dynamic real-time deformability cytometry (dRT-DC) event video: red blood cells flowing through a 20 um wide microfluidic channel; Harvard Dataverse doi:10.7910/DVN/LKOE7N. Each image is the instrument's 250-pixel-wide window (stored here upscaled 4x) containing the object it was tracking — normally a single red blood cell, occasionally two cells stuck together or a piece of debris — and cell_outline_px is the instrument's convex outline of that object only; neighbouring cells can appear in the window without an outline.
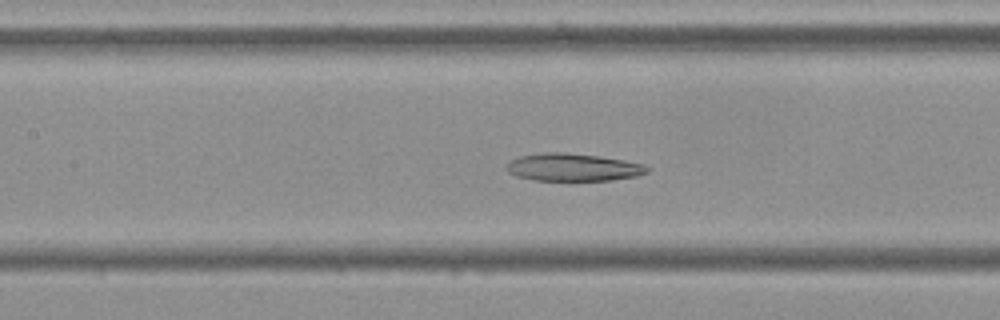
{"species": "Egyptian fruit bat (a non-hibernating species)", "species_latin": "Rousettus aegyptiacus", "temperature_condition": "cold", "stored_images_in_passage": 51, "camera_frame_rate_fps": 3000, "um_per_image_px": 0.085, "frame": {"image": 1, "passage_image": 20, "time_ms": 6.333, "image_size_px": [1000, 320], "cell_outline_px": [[652, 168], [648, 172], [636, 176], [612, 180], [532, 180], [516, 176], [508, 172], [504, 168], [512, 160], [520, 156], [544, 152], [564, 152], [600, 156], [624, 160], [644, 164]], "centroid_in_image_um": [48.73, 14.22], "position_along_channel_um": 158.7, "area_um2": 22.72}}
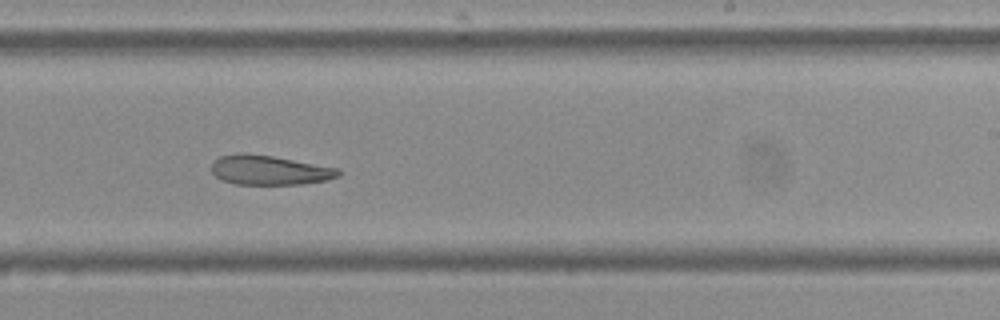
{"frame": {"image": 2, "passage_image": 29, "time_ms": 9.333, "image_size_px": [1000, 320], "cell_outline_px": [[340, 176], [324, 180], [304, 184], [236, 184], [220, 180], [212, 172], [212, 160], [220, 156], [272, 156], [340, 168]], "centroid_in_image_um": [22.95, 14.5], "position_along_channel_um": 266.0, "area_um2": 21.15}}
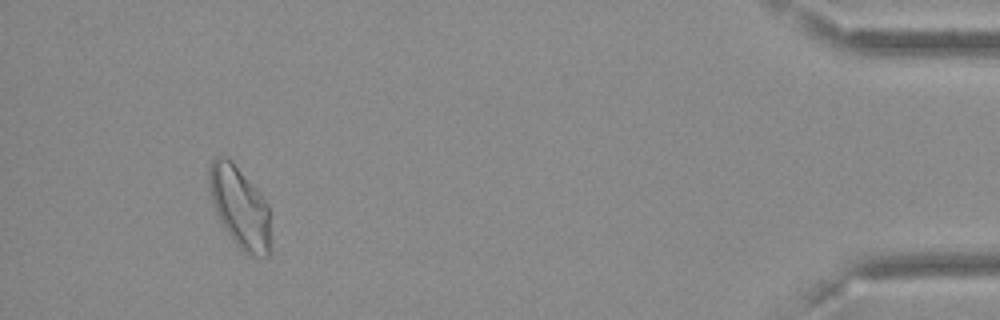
{"frame": {"image": 3, "passage_image": 47, "time_ms": 15.333, "image_size_px": [1000, 320], "cell_outline_px": [[268, 256], [248, 256], [232, 240], [224, 228], [216, 212], [212, 200], [208, 184], [208, 168], [212, 160], [216, 156], [228, 156], [232, 160], [260, 192], [268, 204]], "centroid_in_image_um": [20.34, 17.55], "position_along_channel_um": 414.9, "area_um2": 28.96}, "authors_computed_cell_mechanics": {"area_um2": 24.7962, "velocity_mm_per_s": 3.5917, "shape_relaxation_time_tau1_ms": null, "shape_relaxation_time_tau2_ms": 11.2805, "deformation_change_tau1": null, "deformation_change_tau2": 0.1955}}